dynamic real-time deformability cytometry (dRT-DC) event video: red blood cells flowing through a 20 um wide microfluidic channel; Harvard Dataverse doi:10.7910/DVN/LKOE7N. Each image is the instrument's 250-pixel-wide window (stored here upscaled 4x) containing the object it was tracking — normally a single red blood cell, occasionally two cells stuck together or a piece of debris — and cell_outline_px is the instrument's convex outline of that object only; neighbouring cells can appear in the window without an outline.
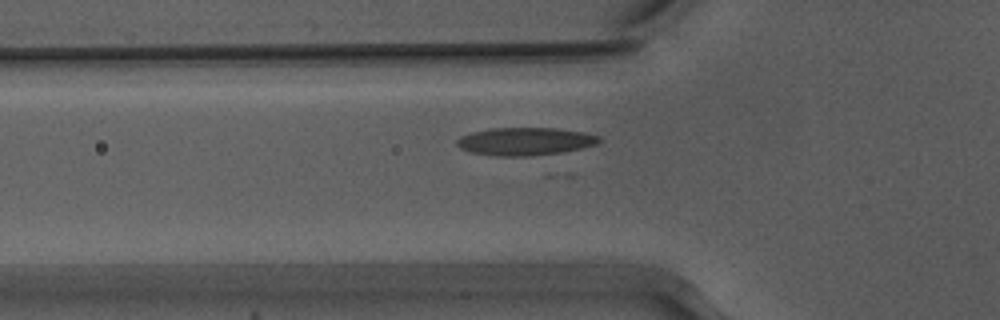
{"species": "Egyptian fruit bat (a non-hibernating species)", "species_latin": "Rousettus aegyptiacus", "temperature_condition": "warm", "stored_images_in_passage": 36, "camera_frame_rate_fps": 3000, "um_per_image_px": 0.085, "animal": {"sex": "male"}, "frame": {"image": 1, "passage_image": 5, "time_ms": 1.333, "image_size_px": [1000, 320], "cell_outline_px": [[600, 140], [596, 144], [548, 156], [496, 156], [472, 152], [460, 148], [456, 144], [456, 140], [460, 136], [472, 132], [492, 128], [556, 128], [580, 132], [600, 136]], "centroid_in_image_um": [44.62, 12.03], "position_along_channel_um": 81.2, "area_um2": 23.18}}
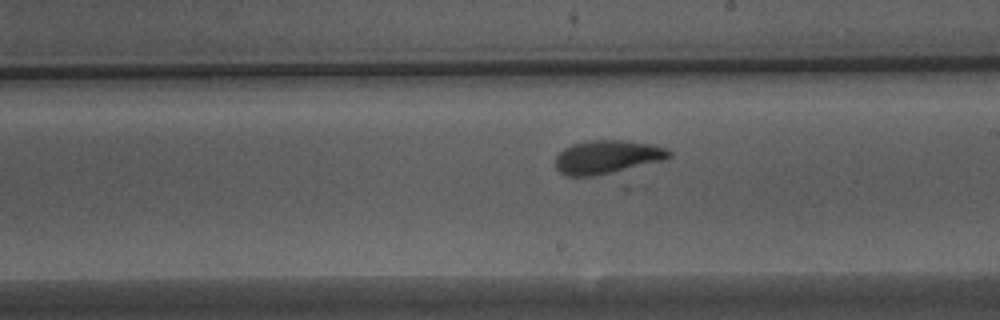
{"frame": {"image": 2, "passage_image": 17, "time_ms": 5.333, "image_size_px": [1000, 320], "cell_outline_px": [[672, 156], [664, 160], [592, 176], [564, 176], [556, 168], [556, 156], [564, 148], [572, 144], [588, 140], [628, 140], [652, 144], [668, 148], [672, 152]], "centroid_in_image_um": [51.62, 13.32], "position_along_channel_um": 237.4, "area_um2": 22.14}}
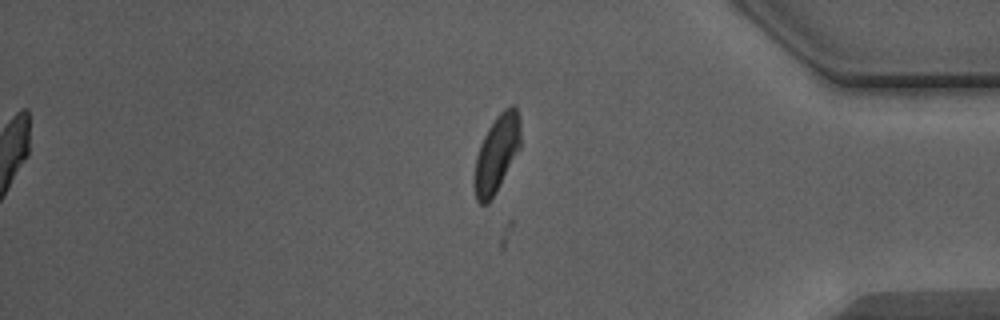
{"frame": {"image": 3, "passage_image": 31, "time_ms": 10.0, "image_size_px": [1000, 320], "cell_outline_px": [[520, 148], [496, 192], [488, 204], [480, 204], [476, 200], [476, 156], [480, 144], [488, 128], [496, 116], [504, 108], [512, 104], [516, 104], [520, 116]], "centroid_in_image_um": [42.26, 12.99], "position_along_channel_um": 392.9, "area_um2": 20.52}, "authors_computed_cell_mechanics": {"area_um2": 21.1837, "velocity_mm_per_s": 3.9057, "shape_relaxation_time_tau1_ms": 3.5941, "shape_relaxation_time_tau2_ms": 1.4202, "deformation_change_tau1": 0.1267, "deformation_change_tau2": 0.0782}}